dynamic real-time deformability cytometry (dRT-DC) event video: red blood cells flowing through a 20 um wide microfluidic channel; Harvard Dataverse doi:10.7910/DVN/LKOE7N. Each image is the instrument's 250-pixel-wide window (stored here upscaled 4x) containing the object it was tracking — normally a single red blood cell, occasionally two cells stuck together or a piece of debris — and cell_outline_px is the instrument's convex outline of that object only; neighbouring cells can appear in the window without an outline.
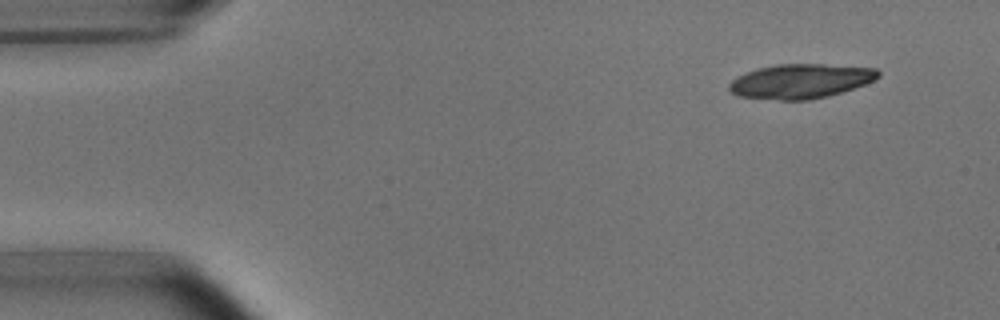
{"species": "common noctule bat (a hibernating species)", "species_latin": "Nyctalus noctula", "temperature_condition": "room temperature", "stored_images_in_passage": 4, "segment_of_instrument_passage": [2, 2], "camera_frame_rate_fps": 3000, "um_per_image_px": 0.085, "animal": {"sex": "male", "body_mass_g": 15.6}, "frame": {"image": 1, "passage_image": 4, "time_ms": 4.667, "image_size_px": [1000, 320], "cell_outline_px": [[880, 76], [864, 84], [828, 96], [812, 100], [780, 100], [740, 96], [732, 92], [728, 88], [728, 84], [732, 80], [748, 72], [760, 68], [776, 64], [824, 64], [876, 68], [880, 72]], "centroid_in_image_um": [68.06, 6.9], "position_along_channel_um": 16.9, "area_um2": 29.59}}